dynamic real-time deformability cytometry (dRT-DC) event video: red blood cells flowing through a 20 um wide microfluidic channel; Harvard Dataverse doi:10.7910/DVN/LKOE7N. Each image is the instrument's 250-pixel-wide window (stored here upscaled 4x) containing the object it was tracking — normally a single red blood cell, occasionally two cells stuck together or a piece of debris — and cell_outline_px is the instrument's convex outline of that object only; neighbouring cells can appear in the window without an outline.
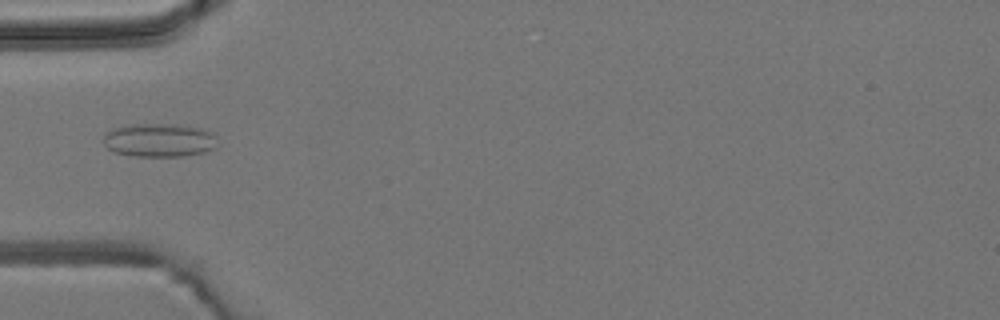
{"species": "common noctule bat (a hibernating species)", "species_latin": "Nyctalus noctula", "temperature_condition": "room temperature", "stored_images_in_passage": 5, "camera_frame_rate_fps": 3000, "um_per_image_px": 0.085, "animal": {"sex": "male", "body_mass_g": 19.2, "forearm_length_mm": 51.8}, "frame": {"image": 1, "passage_image": 5, "time_ms": 4.667, "image_size_px": [1000, 320], "cell_outline_px": [[220, 144], [216, 148], [204, 152], [184, 156], [132, 156], [116, 152], [108, 148], [104, 144], [104, 132], [112, 128], [132, 124], [180, 124], [204, 128], [212, 132], [216, 136]], "centroid_in_image_um": [13.6, 11.9], "position_along_channel_um": 71.4, "area_um2": 22.77}}